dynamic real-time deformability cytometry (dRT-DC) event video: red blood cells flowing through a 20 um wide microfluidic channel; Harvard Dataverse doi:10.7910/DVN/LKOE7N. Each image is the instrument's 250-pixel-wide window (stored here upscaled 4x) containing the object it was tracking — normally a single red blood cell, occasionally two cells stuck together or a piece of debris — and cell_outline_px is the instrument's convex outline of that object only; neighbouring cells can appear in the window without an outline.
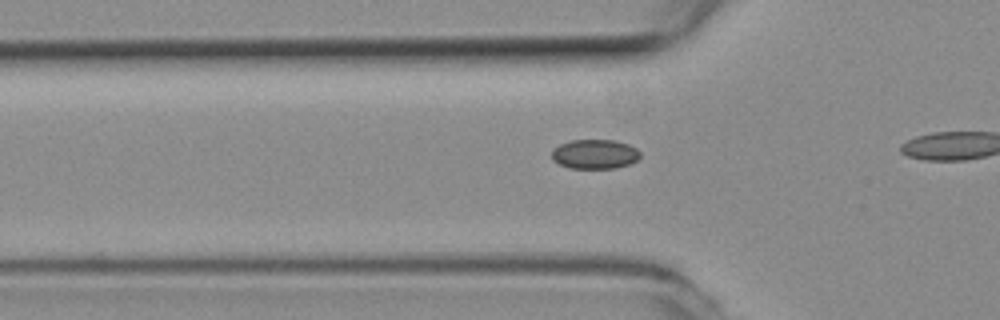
{"species": "common noctule bat (a hibernating species)", "species_latin": "Nyctalus noctula", "temperature_condition": "room temperature", "stored_images_in_passage": 23, "camera_frame_rate_fps": 3000, "um_per_image_px": 0.085, "animal": {"sex": "female", "body_mass_g": 19.3, "forearm_length_mm": 54.1}, "frame": {"image": 1, "passage_image": 14, "time_ms": 4.333, "image_size_px": [1000, 320], "cell_outline_px": [[640, 156], [636, 160], [628, 164], [616, 168], [568, 168], [552, 160], [552, 148], [560, 144], [572, 140], [616, 140], [628, 144], [636, 148], [640, 152]], "centroid_in_image_um": [50.54, 13.09], "position_along_channel_um": 75.3, "area_um2": 15.2}}